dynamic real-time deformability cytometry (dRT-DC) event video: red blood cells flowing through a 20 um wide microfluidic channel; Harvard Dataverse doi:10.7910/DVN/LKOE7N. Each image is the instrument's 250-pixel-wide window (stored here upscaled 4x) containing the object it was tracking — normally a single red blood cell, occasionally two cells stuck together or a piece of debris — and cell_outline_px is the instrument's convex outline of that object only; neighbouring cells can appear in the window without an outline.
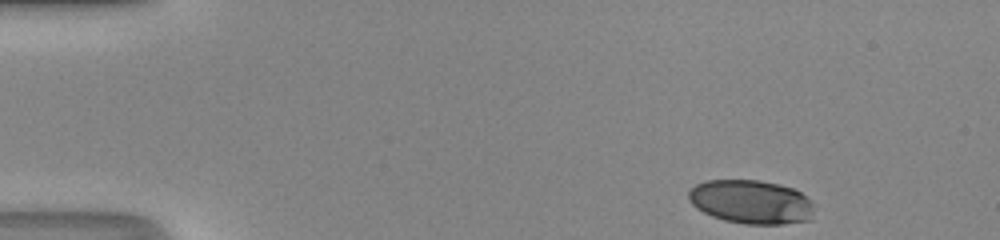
{"species": "human", "species_latin": "Homo sapiens", "temperature_condition": "room temperature", "stored_images_in_passage": 45, "camera_frame_rate_fps": 3000, "um_per_image_px": 0.085, "donor": {"sex": "male"}, "frame": {"image": 1, "passage_image": 1, "time_ms": 0.0, "image_size_px": [1000, 240], "cell_outline_px": [[812, 220], [784, 224], [744, 224], [724, 220], [712, 216], [696, 208], [688, 200], [688, 192], [696, 184], [704, 180], [760, 180], [780, 184], [792, 188], [800, 192], [812, 200]], "centroid_in_image_um": [63.84, 17.16], "position_along_channel_um": 21.2, "area_um2": 32.31}}
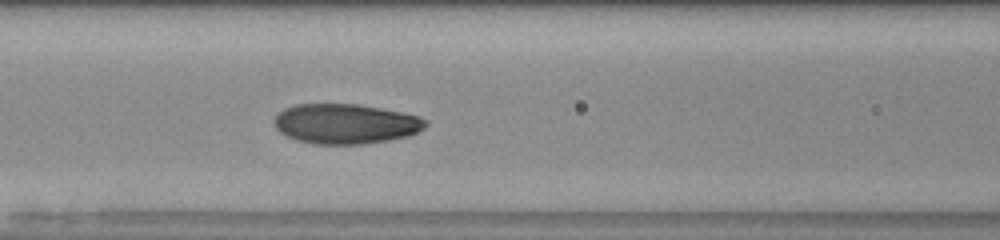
{"frame": {"image": 2, "passage_image": 17, "time_ms": 5.333, "image_size_px": [1000, 240], "cell_outline_px": [[428, 124], [424, 128], [408, 136], [388, 140], [360, 144], [316, 144], [296, 140], [280, 132], [276, 128], [272, 120], [284, 108], [296, 104], [356, 104], [380, 108], [420, 116], [428, 120]], "centroid_in_image_um": [29.37, 10.52], "position_along_channel_um": 137.2, "area_um2": 35.2}}
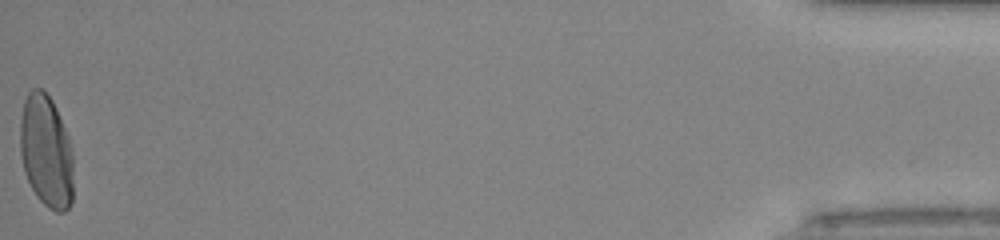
{"frame": {"image": 3, "passage_image": 45, "time_ms": 14.667, "image_size_px": [1000, 240], "cell_outline_px": [[72, 204], [64, 212], [56, 212], [48, 208], [36, 196], [24, 172], [20, 156], [20, 120], [24, 100], [28, 92], [32, 88], [40, 88], [52, 100], [56, 108], [68, 136], [72, 152]], "centroid_in_image_um": [3.91, 12.88], "position_along_channel_um": 431.3, "area_um2": 35.08}, "authors_computed_cell_mechanics": {"area_um2": 34.2754, "velocity_mm_per_s": 4.1913, "shape_relaxation_time_tau1_ms": 4.0525, "shape_relaxation_time_tau2_ms": null, "deformation_change_tau1": 0.1675, "deformation_change_tau2": null}}